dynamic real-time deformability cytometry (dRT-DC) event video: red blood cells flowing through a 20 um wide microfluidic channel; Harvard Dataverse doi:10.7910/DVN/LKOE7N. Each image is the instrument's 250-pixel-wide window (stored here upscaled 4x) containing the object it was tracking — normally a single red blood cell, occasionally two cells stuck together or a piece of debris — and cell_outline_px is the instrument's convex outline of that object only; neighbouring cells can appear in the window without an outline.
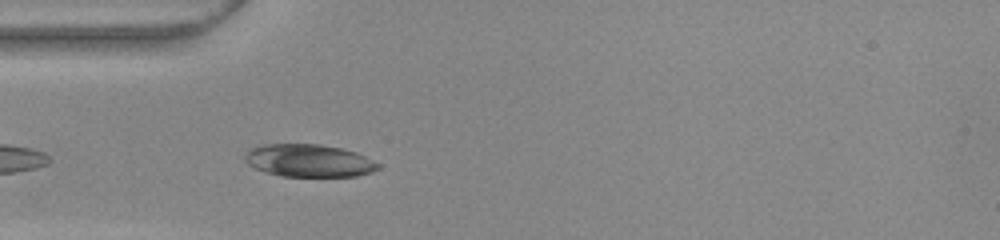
{"species": "common noctule bat (a hibernating species)", "species_latin": "Nyctalus noctula", "temperature_condition": "warm", "stored_images_in_passage": 9, "camera_frame_rate_fps": 3000, "um_per_image_px": 0.085, "animal": {"sex": "female", "body_mass_g": 22.0, "forearm_length_mm": 56.7}, "frame": {"image": 1, "passage_image": 3, "time_ms": 0.667, "image_size_px": [1000, 240], "cell_outline_px": [[380, 168], [372, 172], [356, 176], [280, 176], [264, 172], [248, 164], [244, 160], [244, 156], [248, 148], [260, 144], [320, 144], [340, 148], [356, 152], [380, 164]], "centroid_in_image_um": [26.21, 13.65], "position_along_channel_um": 58.8, "area_um2": 25.49}}
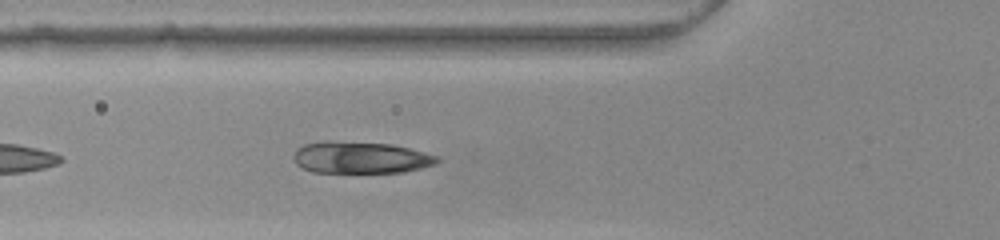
{"frame": {"image": 2, "passage_image": 6, "time_ms": 1.667, "image_size_px": [1000, 240], "cell_outline_px": [[440, 160], [436, 164], [404, 172], [312, 172], [296, 164], [292, 156], [296, 148], [304, 144], [324, 140], [328, 140], [392, 144], [424, 152], [436, 156]], "centroid_in_image_um": [30.6, 13.38], "position_along_channel_um": 95.2, "area_um2": 26.7}}